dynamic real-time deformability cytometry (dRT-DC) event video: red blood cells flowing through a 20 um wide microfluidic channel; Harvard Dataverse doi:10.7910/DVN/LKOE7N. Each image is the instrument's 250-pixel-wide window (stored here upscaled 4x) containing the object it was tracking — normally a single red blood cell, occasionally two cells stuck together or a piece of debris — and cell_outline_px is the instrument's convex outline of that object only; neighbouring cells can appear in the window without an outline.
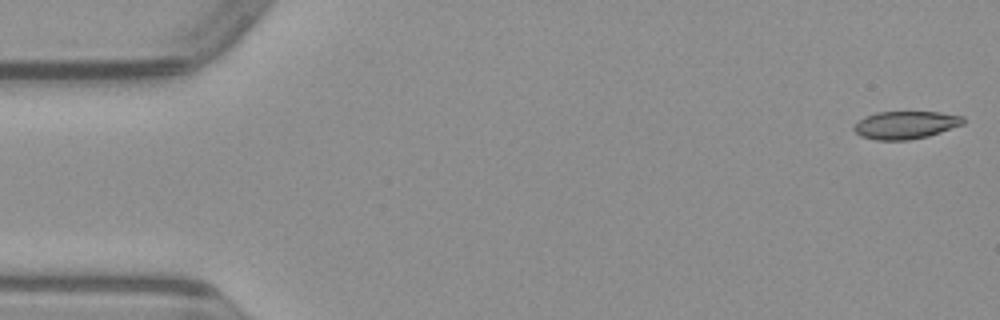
{"species": "common noctule bat (a hibernating species)", "species_latin": "Nyctalus noctula", "temperature_condition": "warm", "stored_images_in_passage": 50, "camera_frame_rate_fps": 3000, "um_per_image_px": 0.085, "animal": {"sex": "male", "body_mass_g": 23.1, "forearm_length_mm": 52.7}, "frame": {"image": 1, "passage_image": 1, "time_ms": 0.0, "image_size_px": [1000, 320], "cell_outline_px": [[964, 124], [928, 136], [908, 140], [876, 140], [860, 136], [852, 128], [864, 116], [876, 112], [940, 112], [964, 116]], "centroid_in_image_um": [76.97, 10.62], "position_along_channel_um": 8.0, "area_um2": 17.69}}
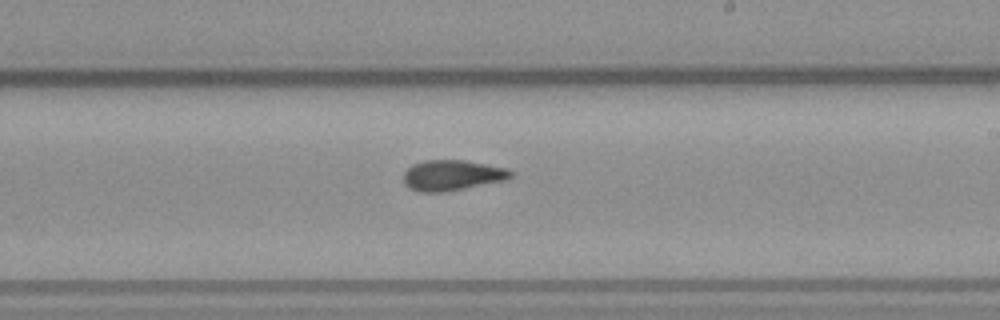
{"frame": {"image": 2, "passage_image": 29, "time_ms": 9.333, "image_size_px": [1000, 320], "cell_outline_px": [[516, 172], [512, 176], [504, 180], [444, 192], [420, 192], [408, 188], [404, 184], [404, 172], [412, 164], [424, 160], [464, 160], [508, 168]], "centroid_in_image_um": [38.42, 14.89], "position_along_channel_um": 250.6, "area_um2": 19.13}}
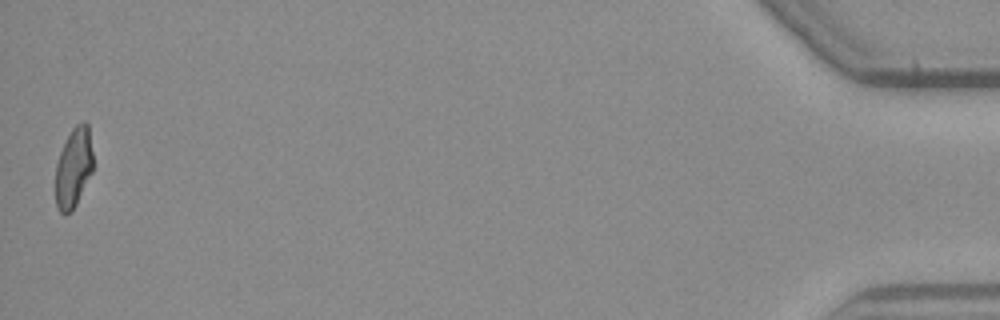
{"frame": {"image": 3, "passage_image": 50, "time_ms": 16.333, "image_size_px": [1000, 320], "cell_outline_px": [[92, 172], [72, 212], [60, 212], [56, 204], [56, 164], [60, 152], [72, 128], [76, 124], [84, 120], [88, 124], [92, 152]], "centroid_in_image_um": [6.26, 14.23], "position_along_channel_um": 428.9, "area_um2": 17.22}}